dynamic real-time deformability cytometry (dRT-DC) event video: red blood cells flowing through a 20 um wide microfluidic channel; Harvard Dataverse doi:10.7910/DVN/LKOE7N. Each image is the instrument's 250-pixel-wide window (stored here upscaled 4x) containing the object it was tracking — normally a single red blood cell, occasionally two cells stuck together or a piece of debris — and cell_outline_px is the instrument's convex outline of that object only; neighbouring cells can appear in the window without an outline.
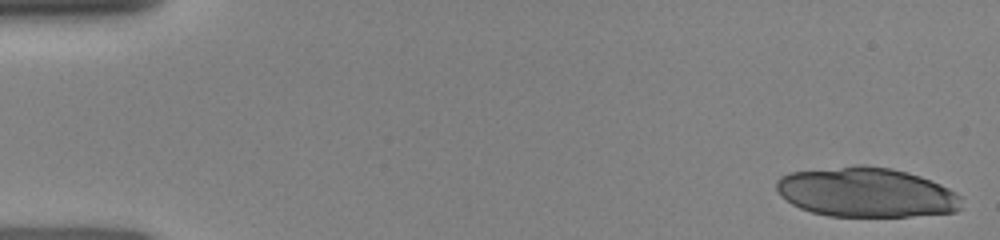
{"species": "human", "species_latin": "Homo sapiens", "temperature_condition": "room temperature", "stored_images_in_passage": 12, "camera_frame_rate_fps": 3000, "um_per_image_px": 0.085, "donor": {"sex": "female"}, "frame": {"image": 1, "passage_image": 1, "time_ms": 0.0, "image_size_px": [1000, 240], "cell_outline_px": [[964, 208], [956, 212], [908, 216], [828, 216], [812, 212], [800, 208], [792, 204], [780, 196], [776, 188], [776, 180], [780, 176], [788, 172], [856, 164], [864, 164], [892, 168], [908, 172], [920, 176], [940, 184], [956, 192], [960, 196]], "centroid_in_image_um": [73.63, 16.33], "position_along_channel_um": 11.4, "area_um2": 54.22}}